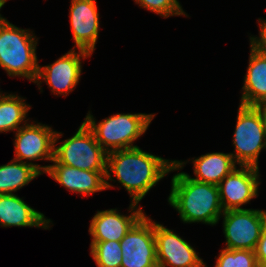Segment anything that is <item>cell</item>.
<instances>
[{
	"mask_svg": "<svg viewBox=\"0 0 266 267\" xmlns=\"http://www.w3.org/2000/svg\"><path fill=\"white\" fill-rule=\"evenodd\" d=\"M140 7H143L151 12L159 14L164 18L170 16H188L178 0H134Z\"/></svg>",
	"mask_w": 266,
	"mask_h": 267,
	"instance_id": "obj_23",
	"label": "cell"
},
{
	"mask_svg": "<svg viewBox=\"0 0 266 267\" xmlns=\"http://www.w3.org/2000/svg\"><path fill=\"white\" fill-rule=\"evenodd\" d=\"M254 252L257 263L260 266L264 261H266V226L263 228Z\"/></svg>",
	"mask_w": 266,
	"mask_h": 267,
	"instance_id": "obj_25",
	"label": "cell"
},
{
	"mask_svg": "<svg viewBox=\"0 0 266 267\" xmlns=\"http://www.w3.org/2000/svg\"><path fill=\"white\" fill-rule=\"evenodd\" d=\"M204 267H207L204 264ZM215 267H259L253 250L223 248Z\"/></svg>",
	"mask_w": 266,
	"mask_h": 267,
	"instance_id": "obj_22",
	"label": "cell"
},
{
	"mask_svg": "<svg viewBox=\"0 0 266 267\" xmlns=\"http://www.w3.org/2000/svg\"><path fill=\"white\" fill-rule=\"evenodd\" d=\"M223 233L226 249L255 250L263 228L266 226V211L238 209L224 211Z\"/></svg>",
	"mask_w": 266,
	"mask_h": 267,
	"instance_id": "obj_7",
	"label": "cell"
},
{
	"mask_svg": "<svg viewBox=\"0 0 266 267\" xmlns=\"http://www.w3.org/2000/svg\"><path fill=\"white\" fill-rule=\"evenodd\" d=\"M260 37H250V43L266 57V20L258 19Z\"/></svg>",
	"mask_w": 266,
	"mask_h": 267,
	"instance_id": "obj_24",
	"label": "cell"
},
{
	"mask_svg": "<svg viewBox=\"0 0 266 267\" xmlns=\"http://www.w3.org/2000/svg\"><path fill=\"white\" fill-rule=\"evenodd\" d=\"M155 114H113L98 124L87 113L84 122L93 132L98 144L107 152L137 147L134 141L148 129Z\"/></svg>",
	"mask_w": 266,
	"mask_h": 267,
	"instance_id": "obj_4",
	"label": "cell"
},
{
	"mask_svg": "<svg viewBox=\"0 0 266 267\" xmlns=\"http://www.w3.org/2000/svg\"><path fill=\"white\" fill-rule=\"evenodd\" d=\"M233 134L234 153H230L239 166L259 168L258 158L266 149V131L261 116L254 106L239 105Z\"/></svg>",
	"mask_w": 266,
	"mask_h": 267,
	"instance_id": "obj_6",
	"label": "cell"
},
{
	"mask_svg": "<svg viewBox=\"0 0 266 267\" xmlns=\"http://www.w3.org/2000/svg\"><path fill=\"white\" fill-rule=\"evenodd\" d=\"M186 162L166 160L162 157L133 147L109 152L107 154L105 184L106 189L113 188L108 181L120 183L129 193L131 202L139 204L144 196L162 178L171 171L181 170ZM112 173L115 178L113 180Z\"/></svg>",
	"mask_w": 266,
	"mask_h": 267,
	"instance_id": "obj_1",
	"label": "cell"
},
{
	"mask_svg": "<svg viewBox=\"0 0 266 267\" xmlns=\"http://www.w3.org/2000/svg\"><path fill=\"white\" fill-rule=\"evenodd\" d=\"M121 267H158L154 221L145 214L120 241Z\"/></svg>",
	"mask_w": 266,
	"mask_h": 267,
	"instance_id": "obj_8",
	"label": "cell"
},
{
	"mask_svg": "<svg viewBox=\"0 0 266 267\" xmlns=\"http://www.w3.org/2000/svg\"><path fill=\"white\" fill-rule=\"evenodd\" d=\"M90 249L97 267H121L120 241H91Z\"/></svg>",
	"mask_w": 266,
	"mask_h": 267,
	"instance_id": "obj_21",
	"label": "cell"
},
{
	"mask_svg": "<svg viewBox=\"0 0 266 267\" xmlns=\"http://www.w3.org/2000/svg\"><path fill=\"white\" fill-rule=\"evenodd\" d=\"M31 109L25 99L18 95L5 93L0 97V133L17 131L23 121L27 124V113Z\"/></svg>",
	"mask_w": 266,
	"mask_h": 267,
	"instance_id": "obj_20",
	"label": "cell"
},
{
	"mask_svg": "<svg viewBox=\"0 0 266 267\" xmlns=\"http://www.w3.org/2000/svg\"><path fill=\"white\" fill-rule=\"evenodd\" d=\"M194 175L198 182L218 185L234 168L236 163L230 153L213 152L192 160Z\"/></svg>",
	"mask_w": 266,
	"mask_h": 267,
	"instance_id": "obj_18",
	"label": "cell"
},
{
	"mask_svg": "<svg viewBox=\"0 0 266 267\" xmlns=\"http://www.w3.org/2000/svg\"><path fill=\"white\" fill-rule=\"evenodd\" d=\"M52 163L46 173L70 192L82 194L84 197L106 189V172L86 171L59 164L54 159Z\"/></svg>",
	"mask_w": 266,
	"mask_h": 267,
	"instance_id": "obj_15",
	"label": "cell"
},
{
	"mask_svg": "<svg viewBox=\"0 0 266 267\" xmlns=\"http://www.w3.org/2000/svg\"><path fill=\"white\" fill-rule=\"evenodd\" d=\"M8 0H0V9L4 6V4L7 2Z\"/></svg>",
	"mask_w": 266,
	"mask_h": 267,
	"instance_id": "obj_27",
	"label": "cell"
},
{
	"mask_svg": "<svg viewBox=\"0 0 266 267\" xmlns=\"http://www.w3.org/2000/svg\"><path fill=\"white\" fill-rule=\"evenodd\" d=\"M70 23L75 46L92 55L99 35L96 0H71Z\"/></svg>",
	"mask_w": 266,
	"mask_h": 267,
	"instance_id": "obj_14",
	"label": "cell"
},
{
	"mask_svg": "<svg viewBox=\"0 0 266 267\" xmlns=\"http://www.w3.org/2000/svg\"><path fill=\"white\" fill-rule=\"evenodd\" d=\"M254 107L259 112L261 119H262V122H263V126H264L265 131H266V101L260 102V103L256 104Z\"/></svg>",
	"mask_w": 266,
	"mask_h": 267,
	"instance_id": "obj_26",
	"label": "cell"
},
{
	"mask_svg": "<svg viewBox=\"0 0 266 267\" xmlns=\"http://www.w3.org/2000/svg\"><path fill=\"white\" fill-rule=\"evenodd\" d=\"M169 204L184 223L202 222L216 225L223 214L218 185L193 180L179 172L172 177Z\"/></svg>",
	"mask_w": 266,
	"mask_h": 267,
	"instance_id": "obj_2",
	"label": "cell"
},
{
	"mask_svg": "<svg viewBox=\"0 0 266 267\" xmlns=\"http://www.w3.org/2000/svg\"><path fill=\"white\" fill-rule=\"evenodd\" d=\"M62 136L56 131L53 157L56 162L86 171L106 172L108 153L98 144L85 122L71 138L56 146Z\"/></svg>",
	"mask_w": 266,
	"mask_h": 267,
	"instance_id": "obj_5",
	"label": "cell"
},
{
	"mask_svg": "<svg viewBox=\"0 0 266 267\" xmlns=\"http://www.w3.org/2000/svg\"><path fill=\"white\" fill-rule=\"evenodd\" d=\"M138 204L131 202L128 212L123 215L117 209L97 211L93 216L89 233L92 241H121L130 229L145 215Z\"/></svg>",
	"mask_w": 266,
	"mask_h": 267,
	"instance_id": "obj_13",
	"label": "cell"
},
{
	"mask_svg": "<svg viewBox=\"0 0 266 267\" xmlns=\"http://www.w3.org/2000/svg\"><path fill=\"white\" fill-rule=\"evenodd\" d=\"M50 222L43 213L30 207L16 194H0V226L49 229Z\"/></svg>",
	"mask_w": 266,
	"mask_h": 267,
	"instance_id": "obj_16",
	"label": "cell"
},
{
	"mask_svg": "<svg viewBox=\"0 0 266 267\" xmlns=\"http://www.w3.org/2000/svg\"><path fill=\"white\" fill-rule=\"evenodd\" d=\"M29 29H21L0 15V67L10 77L34 82L38 75L36 46L38 38Z\"/></svg>",
	"mask_w": 266,
	"mask_h": 267,
	"instance_id": "obj_3",
	"label": "cell"
},
{
	"mask_svg": "<svg viewBox=\"0 0 266 267\" xmlns=\"http://www.w3.org/2000/svg\"><path fill=\"white\" fill-rule=\"evenodd\" d=\"M50 165L39 166L32 162L12 159L0 166V194H13L39 175L46 173Z\"/></svg>",
	"mask_w": 266,
	"mask_h": 267,
	"instance_id": "obj_19",
	"label": "cell"
},
{
	"mask_svg": "<svg viewBox=\"0 0 266 267\" xmlns=\"http://www.w3.org/2000/svg\"><path fill=\"white\" fill-rule=\"evenodd\" d=\"M158 267H204L196 250L183 238L154 221Z\"/></svg>",
	"mask_w": 266,
	"mask_h": 267,
	"instance_id": "obj_11",
	"label": "cell"
},
{
	"mask_svg": "<svg viewBox=\"0 0 266 267\" xmlns=\"http://www.w3.org/2000/svg\"><path fill=\"white\" fill-rule=\"evenodd\" d=\"M15 133V160L53 161L56 131L50 126L32 122V124H22Z\"/></svg>",
	"mask_w": 266,
	"mask_h": 267,
	"instance_id": "obj_12",
	"label": "cell"
},
{
	"mask_svg": "<svg viewBox=\"0 0 266 267\" xmlns=\"http://www.w3.org/2000/svg\"><path fill=\"white\" fill-rule=\"evenodd\" d=\"M259 168H234L219 184V198L223 211L245 209L241 206L258 197Z\"/></svg>",
	"mask_w": 266,
	"mask_h": 267,
	"instance_id": "obj_10",
	"label": "cell"
},
{
	"mask_svg": "<svg viewBox=\"0 0 266 267\" xmlns=\"http://www.w3.org/2000/svg\"><path fill=\"white\" fill-rule=\"evenodd\" d=\"M249 65L242 87L241 105L255 106L266 101V57L251 43Z\"/></svg>",
	"mask_w": 266,
	"mask_h": 267,
	"instance_id": "obj_17",
	"label": "cell"
},
{
	"mask_svg": "<svg viewBox=\"0 0 266 267\" xmlns=\"http://www.w3.org/2000/svg\"><path fill=\"white\" fill-rule=\"evenodd\" d=\"M78 51L76 52V49L72 48L54 63L46 66L39 65L35 81L38 88L42 89L40 84L43 80L50 87L52 93L56 95L63 94V96H67V94L72 92L81 77V58L85 59L91 56L87 51L81 49H78Z\"/></svg>",
	"mask_w": 266,
	"mask_h": 267,
	"instance_id": "obj_9",
	"label": "cell"
},
{
	"mask_svg": "<svg viewBox=\"0 0 266 267\" xmlns=\"http://www.w3.org/2000/svg\"><path fill=\"white\" fill-rule=\"evenodd\" d=\"M259 267H266V261H264Z\"/></svg>",
	"mask_w": 266,
	"mask_h": 267,
	"instance_id": "obj_28",
	"label": "cell"
}]
</instances>
